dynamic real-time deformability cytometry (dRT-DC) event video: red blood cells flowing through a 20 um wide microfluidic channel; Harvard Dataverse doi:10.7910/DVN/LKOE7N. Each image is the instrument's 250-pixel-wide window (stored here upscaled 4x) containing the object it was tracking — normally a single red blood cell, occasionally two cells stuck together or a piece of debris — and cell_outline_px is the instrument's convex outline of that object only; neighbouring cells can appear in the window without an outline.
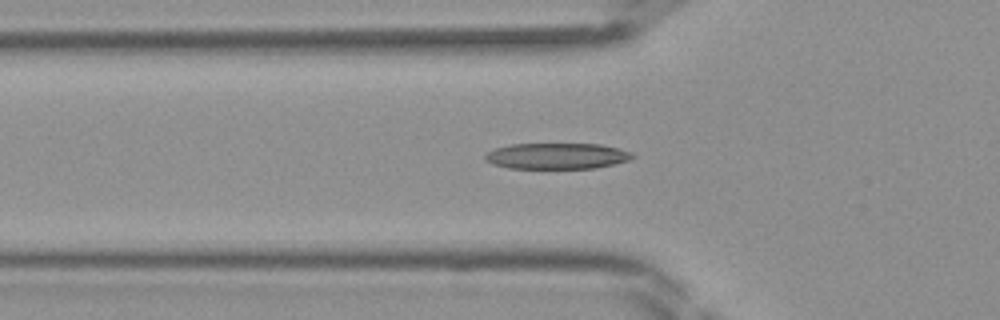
{"species": "Egyptian fruit bat (a non-hibernating species)", "species_latin": "Rousettus aegyptiacus", "temperature_condition": "room temperature", "stored_images_in_passage": 30, "camera_frame_rate_fps": 3000, "um_per_image_px": 0.085, "frame": {"image": 1, "passage_image": 2, "time_ms": 0.333, "image_size_px": [1000, 320], "cell_outline_px": [[636, 156], [628, 160], [596, 168], [508, 168], [492, 164], [484, 160], [484, 156], [488, 152], [496, 148], [512, 144], [600, 144], [632, 152]], "centroid_in_image_um": [47.31, 13.26], "position_along_channel_um": 78.5, "area_um2": 22.2}}
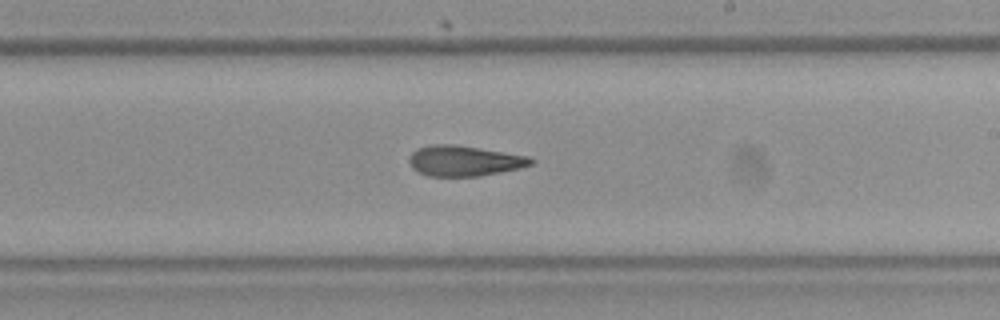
{"frame": {"image": 2, "passage_image": 13, "time_ms": 4.0, "image_size_px": [1000, 320], "cell_outline_px": [[536, 160], [532, 164], [520, 168], [480, 176], [428, 176], [412, 168], [408, 160], [412, 152], [416, 148], [432, 144], [456, 144], [528, 156]], "centroid_in_image_um": [39.45, 13.66], "position_along_channel_um": 249.5, "area_um2": 21.68}}
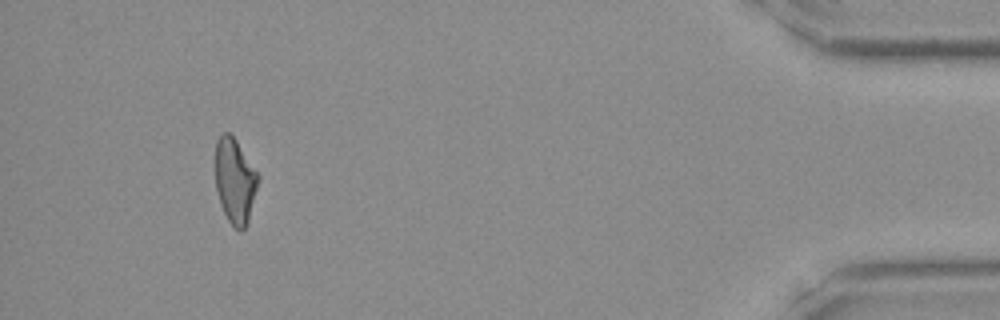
{"frame": {"image": 3, "passage_image": 28, "time_ms": 9.0, "image_size_px": [1000, 320], "cell_outline_px": [[260, 176], [248, 220], [244, 228], [240, 232], [228, 220], [220, 204], [216, 188], [216, 140], [224, 132], [228, 132], [236, 140]], "centroid_in_image_um": [19.97, 15.36], "position_along_channel_um": 415.2, "area_um2": 20.87}}